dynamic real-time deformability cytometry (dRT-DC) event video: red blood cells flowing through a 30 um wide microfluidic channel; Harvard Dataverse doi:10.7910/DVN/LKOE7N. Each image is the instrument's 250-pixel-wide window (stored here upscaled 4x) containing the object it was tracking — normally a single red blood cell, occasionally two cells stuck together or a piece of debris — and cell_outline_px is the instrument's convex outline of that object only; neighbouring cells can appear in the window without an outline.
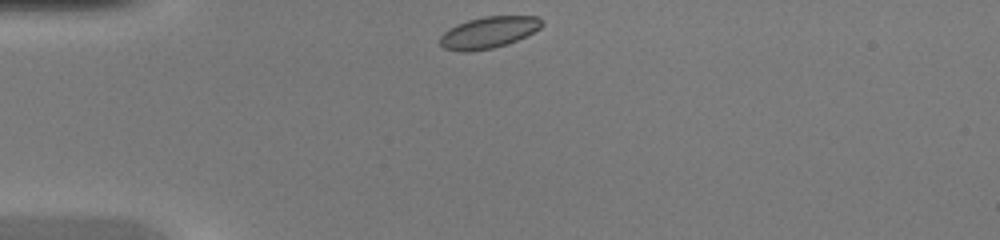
{"species": "common noctule bat (a hibernating species)", "species_latin": "Nyctalus noctula", "temperature_condition": "warm", "stored_images_in_passage": 35, "camera_frame_rate_fps": 3000, "um_per_image_px": 0.085, "animal": {"sex": "female", "body_mass_g": 20.0, "forearm_length_mm": 54.0}, "frame": {"image": 1, "passage_image": 1, "time_ms": 0.0, "image_size_px": [1000, 240], "cell_outline_px": [[544, 24], [540, 28], [508, 44], [492, 48], [468, 52], [460, 52], [444, 48], [440, 44], [440, 36], [448, 28], [456, 24], [468, 20], [484, 16], [540, 16]], "centroid_in_image_um": [41.51, 2.75], "position_along_channel_um": 43.5, "area_um2": 18.79}}
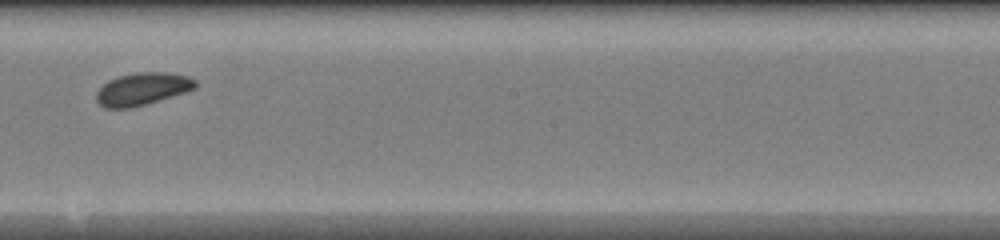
{"frame": {"image": 2, "passage_image": 16, "time_ms": 5.0, "image_size_px": [1000, 240], "cell_outline_px": [[196, 88], [172, 96], [132, 108], [104, 108], [96, 100], [96, 92], [108, 80], [120, 76], [136, 72], [168, 72], [188, 76], [196, 80]], "centroid_in_image_um": [12.09, 7.56], "position_along_channel_um": 236.1, "area_um2": 18.67}}
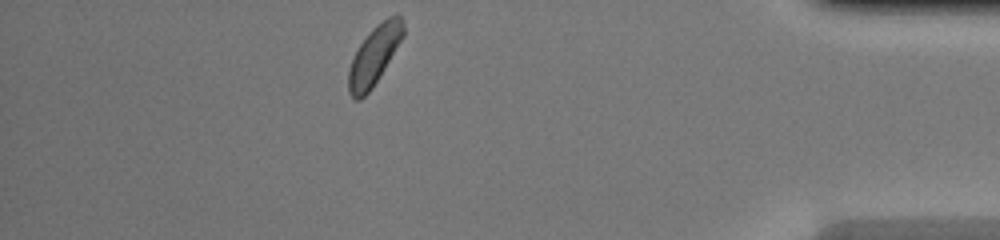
{"frame": {"image": 3, "passage_image": 30, "time_ms": 9.667, "image_size_px": [1000, 240], "cell_outline_px": [[404, 36], [372, 88], [360, 100], [356, 100], [348, 92], [348, 68], [360, 44], [372, 28], [376, 24], [388, 16], [396, 12], [400, 16], [404, 24]], "centroid_in_image_um": [31.82, 4.68], "position_along_channel_um": 403.4, "area_um2": 18.67}}